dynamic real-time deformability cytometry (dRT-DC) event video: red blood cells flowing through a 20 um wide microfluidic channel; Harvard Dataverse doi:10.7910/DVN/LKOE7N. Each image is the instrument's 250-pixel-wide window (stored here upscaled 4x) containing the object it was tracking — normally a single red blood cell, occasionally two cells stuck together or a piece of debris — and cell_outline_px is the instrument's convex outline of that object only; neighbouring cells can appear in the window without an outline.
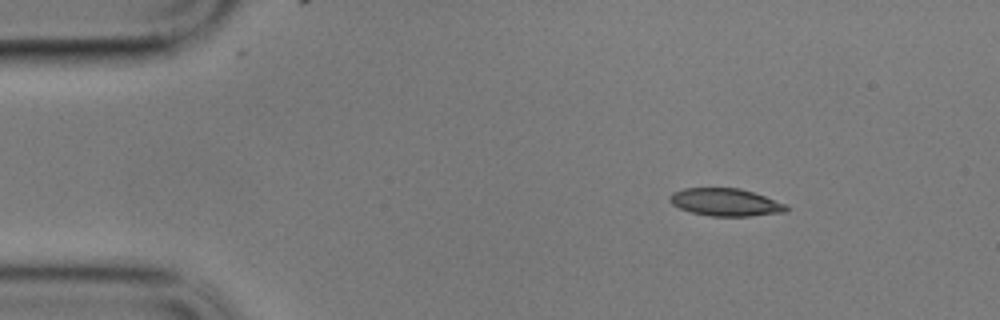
{"species": "common noctule bat (a hibernating species)", "species_latin": "Nyctalus noctula", "temperature_condition": "cold", "stored_images_in_passage": 52, "camera_frame_rate_fps": 3000, "um_per_image_px": 0.085, "animal": {"sex": "male", "body_mass_g": 17.9}, "frame": {"image": 1, "passage_image": 1, "time_ms": 0.0, "image_size_px": [1000, 320], "cell_outline_px": [[788, 212], [752, 216], [708, 216], [692, 212], [680, 208], [672, 204], [668, 200], [668, 196], [672, 192], [684, 188], [740, 188], [788, 204]], "centroid_in_image_um": [61.68, 17.19], "position_along_channel_um": 23.3, "area_um2": 18.9}}
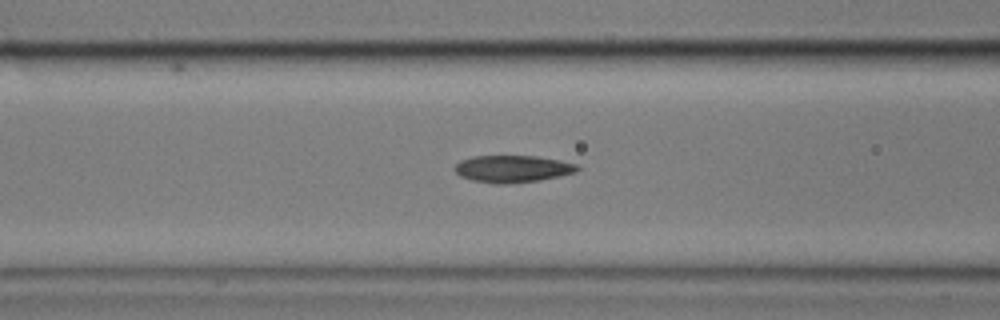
{"frame": {"image": 2, "passage_image": 16, "time_ms": 5.0, "image_size_px": [1000, 320], "cell_outline_px": [[580, 168], [576, 172], [560, 176], [540, 180], [508, 184], [496, 184], [472, 180], [460, 176], [452, 168], [460, 160], [472, 156], [536, 156], [560, 160], [580, 164]], "centroid_in_image_um": [43.58, 14.35], "position_along_channel_um": 123.0, "area_um2": 19.59}}
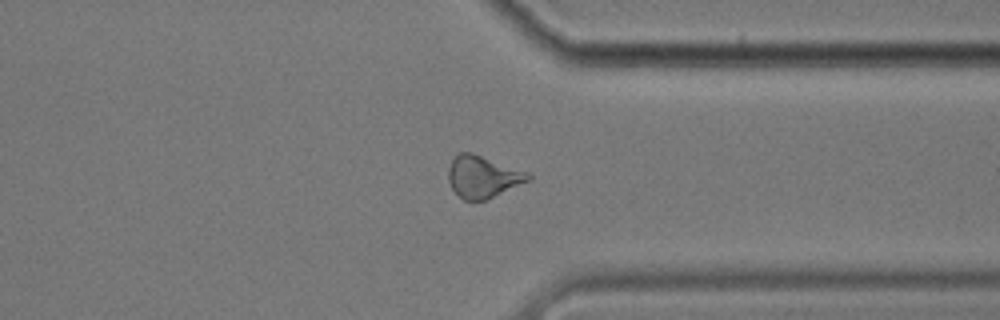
{"frame": {"image": 3, "passage_image": 38, "time_ms": 12.333, "image_size_px": [1000, 320], "cell_outline_px": [[532, 180], [484, 200], [464, 200], [452, 188], [448, 180], [448, 168], [452, 160], [460, 152], [472, 152], [528, 172], [532, 176]], "centroid_in_image_um": [41.06, 15.01], "position_along_channel_um": 370.3, "area_um2": 19.42}, "authors_computed_cell_mechanics": {"area_um2": 19.1896, "velocity_mm_per_s": 3.3998, "shape_relaxation_time_tau1_ms": null, "shape_relaxation_time_tau2_ms": 2.1401, "deformation_change_tau1": null, "deformation_change_tau2": 0.1004}}